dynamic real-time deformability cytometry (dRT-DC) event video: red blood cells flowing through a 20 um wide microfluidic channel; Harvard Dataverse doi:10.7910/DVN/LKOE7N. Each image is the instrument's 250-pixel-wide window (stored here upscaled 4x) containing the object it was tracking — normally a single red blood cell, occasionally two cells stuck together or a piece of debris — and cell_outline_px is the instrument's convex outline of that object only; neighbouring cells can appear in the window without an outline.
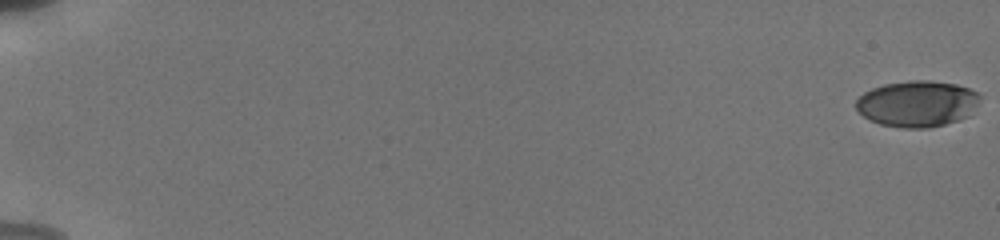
{"species": "human", "species_latin": "Homo sapiens", "temperature_condition": "cold", "stored_images_in_passage": 42, "camera_frame_rate_fps": 3000, "um_per_image_px": 0.085, "donor": {"sex": "male"}, "frame": {"image": 1, "passage_image": 1, "time_ms": 0.0, "image_size_px": [1000, 240], "cell_outline_px": [[980, 96], [976, 104], [968, 116], [960, 120], [928, 128], [900, 128], [880, 124], [864, 116], [856, 108], [856, 100], [864, 92], [872, 88], [884, 84], [912, 80], [928, 80], [956, 84], [968, 88], [976, 92]], "centroid_in_image_um": [77.95, 8.81], "position_along_channel_um": 7.0, "area_um2": 33.18}}
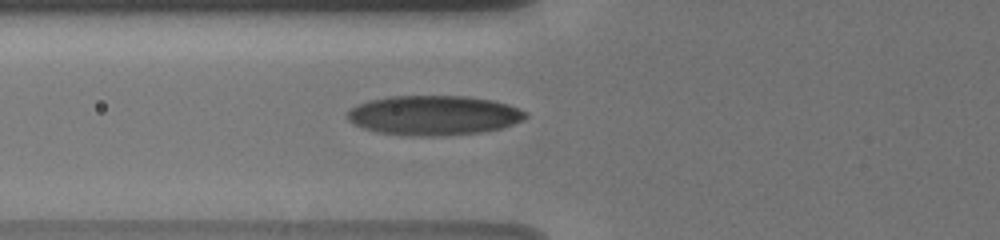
{"frame": {"image": 2, "passage_image": 29, "time_ms": 7.667, "image_size_px": [1000, 240], "cell_outline_px": [[528, 116], [524, 120], [500, 128], [484, 132], [436, 136], [420, 136], [376, 132], [352, 124], [348, 120], [348, 112], [356, 104], [368, 100], [388, 96], [468, 96], [492, 100], [508, 104], [528, 112]], "centroid_in_image_um": [36.88, 9.79], "position_along_channel_um": 88.9, "area_um2": 41.33}}
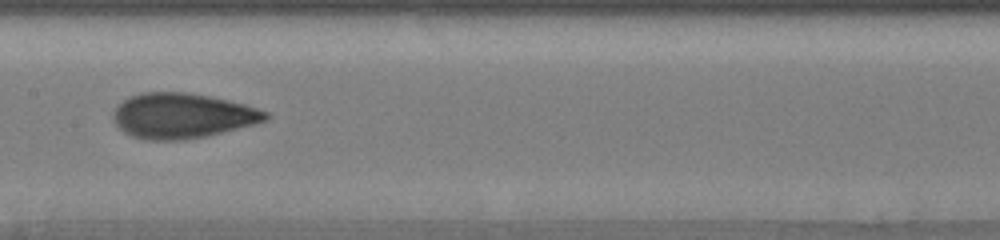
{"frame": {"image": 3, "passage_image": 41, "time_ms": 10.333, "image_size_px": [1000, 240], "cell_outline_px": [[272, 116], [268, 120], [208, 136], [184, 140], [144, 140], [132, 136], [124, 132], [116, 124], [112, 116], [112, 112], [124, 100], [140, 92], [188, 92], [228, 100], [244, 104], [268, 112]], "centroid_in_image_um": [15.5, 9.84], "position_along_channel_um": 191.9, "area_um2": 40.11}}